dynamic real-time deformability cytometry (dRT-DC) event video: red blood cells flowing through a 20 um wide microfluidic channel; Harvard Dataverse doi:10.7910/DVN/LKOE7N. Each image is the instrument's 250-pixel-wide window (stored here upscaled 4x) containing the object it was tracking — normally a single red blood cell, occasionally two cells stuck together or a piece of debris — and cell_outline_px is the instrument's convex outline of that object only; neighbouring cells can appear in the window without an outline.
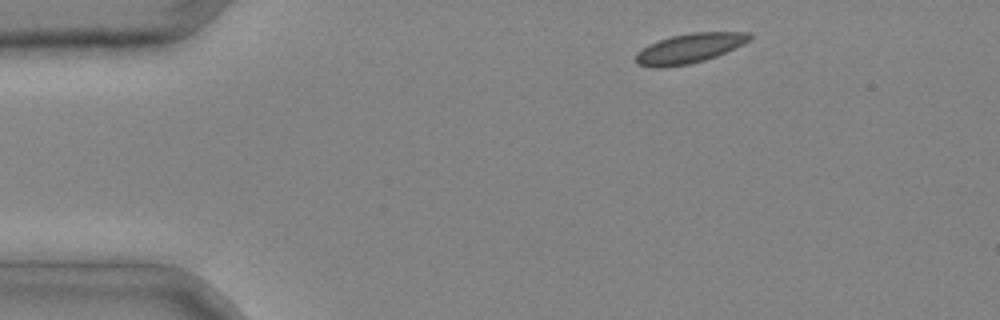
{"species": "common noctule bat (a hibernating species)", "species_latin": "Nyctalus noctula", "temperature_condition": "cold", "stored_images_in_passage": 2, "segment_of_instrument_passage": [2, 2], "camera_frame_rate_fps": 3000, "um_per_image_px": 0.085, "animal": {"sex": "male", "body_mass_g": 20.4}, "frame": {"image": 1, "passage_image": 2, "time_ms": 0.333, "image_size_px": [1000, 320], "cell_outline_px": [[756, 36], [744, 44], [716, 56], [704, 60], [688, 64], [664, 68], [652, 68], [636, 64], [636, 52], [648, 44], [672, 36], [692, 32], [752, 32]], "centroid_in_image_um": [58.62, 4.11], "position_along_channel_um": 26.4, "area_um2": 19.88}}